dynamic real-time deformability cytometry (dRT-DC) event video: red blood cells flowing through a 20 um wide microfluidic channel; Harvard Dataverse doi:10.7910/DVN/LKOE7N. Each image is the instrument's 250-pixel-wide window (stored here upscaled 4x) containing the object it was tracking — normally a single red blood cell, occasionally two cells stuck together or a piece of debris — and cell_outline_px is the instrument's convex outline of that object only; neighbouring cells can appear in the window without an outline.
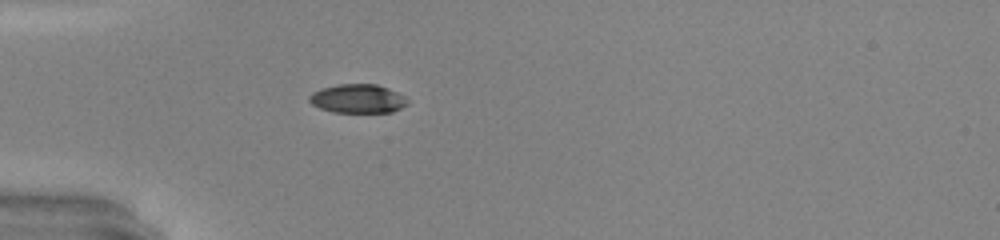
{"species": "common noctule bat (a hibernating species)", "species_latin": "Nyctalus noctula", "temperature_condition": "warm", "stored_images_in_passage": 35, "camera_frame_rate_fps": 3000, "um_per_image_px": 0.085, "animal": {"sex": "male", "body_mass_g": 20.0, "forearm_length_mm": 53.3}, "frame": {"image": 1, "passage_image": 1, "time_ms": 0.0, "image_size_px": [1000, 240], "cell_outline_px": [[408, 104], [392, 112], [332, 112], [320, 108], [312, 104], [308, 100], [308, 96], [312, 92], [320, 88], [336, 84], [376, 84], [388, 88], [404, 96], [408, 100]], "centroid_in_image_um": [30.38, 8.38], "position_along_channel_um": 54.6, "area_um2": 16.59}}
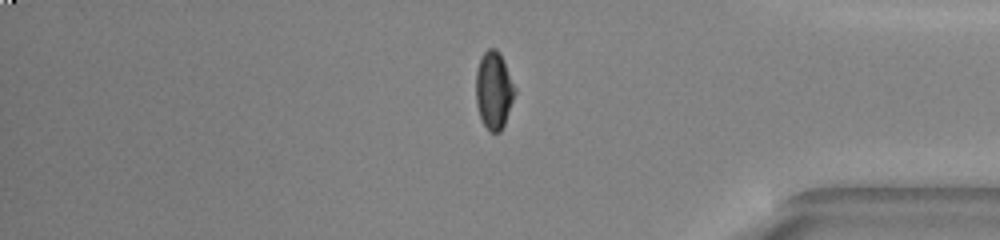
{"frame": {"image": 2, "passage_image": 27, "time_ms": 8.667, "image_size_px": [1000, 240], "cell_outline_px": [[516, 92], [504, 124], [500, 132], [492, 132], [484, 124], [480, 116], [476, 104], [476, 72], [480, 60], [484, 52], [488, 48], [496, 48], [500, 52], [516, 88]], "centroid_in_image_um": [41.98, 7.64], "position_along_channel_um": 393.2, "area_um2": 17.46}}
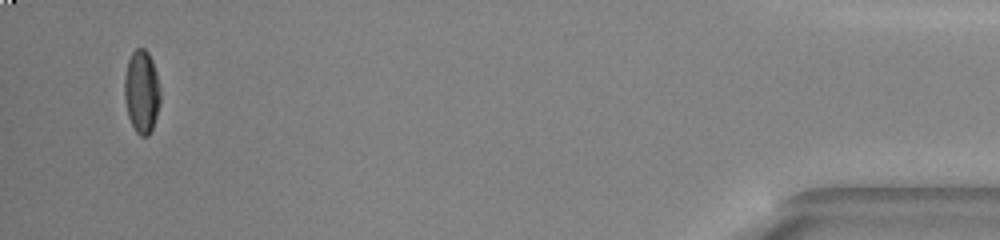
{"frame": {"image": 3, "passage_image": 33, "time_ms": 10.667, "image_size_px": [1000, 240], "cell_outline_px": [[160, 104], [152, 128], [148, 136], [140, 136], [136, 132], [128, 116], [124, 100], [124, 76], [128, 60], [132, 52], [136, 48], [144, 48], [148, 52], [152, 60], [156, 72], [160, 92]], "centroid_in_image_um": [12.03, 7.78], "position_along_channel_um": 423.2, "area_um2": 17.4}, "authors_computed_cell_mechanics": {"area_um2": 17.918, "velocity_mm_per_s": 4.2686, "shape_relaxation_time_tau1_ms": 4.3482, "shape_relaxation_time_tau2_ms": 1.4575, "deformation_change_tau1": 0.1823, "deformation_change_tau2": 0.0447}}